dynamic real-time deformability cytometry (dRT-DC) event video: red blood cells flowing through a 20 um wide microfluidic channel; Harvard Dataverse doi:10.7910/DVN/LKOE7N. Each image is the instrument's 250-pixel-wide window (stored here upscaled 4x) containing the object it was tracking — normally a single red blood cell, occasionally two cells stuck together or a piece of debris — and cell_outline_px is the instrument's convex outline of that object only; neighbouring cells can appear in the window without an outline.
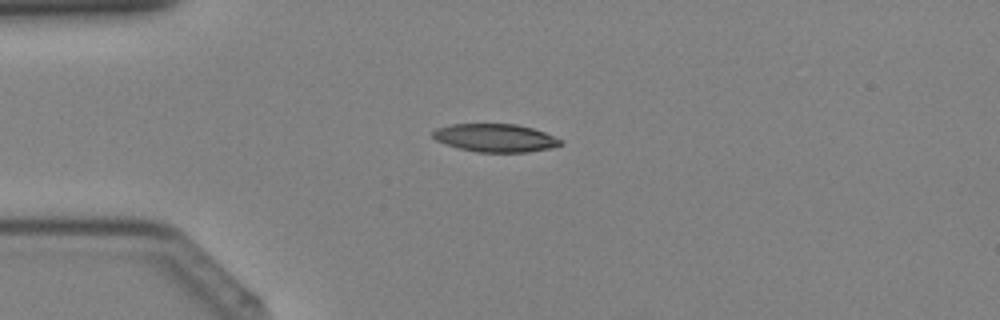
{"species": "Egyptian fruit bat (a non-hibernating species)", "species_latin": "Rousettus aegyptiacus", "temperature_condition": "cold", "stored_images_in_passage": 34, "camera_frame_rate_fps": 3000, "um_per_image_px": 0.085, "animal": {"sex": "female"}, "frame": {"image": 1, "passage_image": 4, "time_ms": 1.0, "image_size_px": [1000, 320], "cell_outline_px": [[564, 140], [560, 144], [552, 148], [528, 152], [476, 152], [460, 148], [436, 140], [432, 136], [432, 132], [436, 128], [452, 124], [516, 124], [532, 128], [544, 132]], "centroid_in_image_um": [42.12, 11.72], "position_along_channel_um": 42.9, "area_um2": 20.81}}
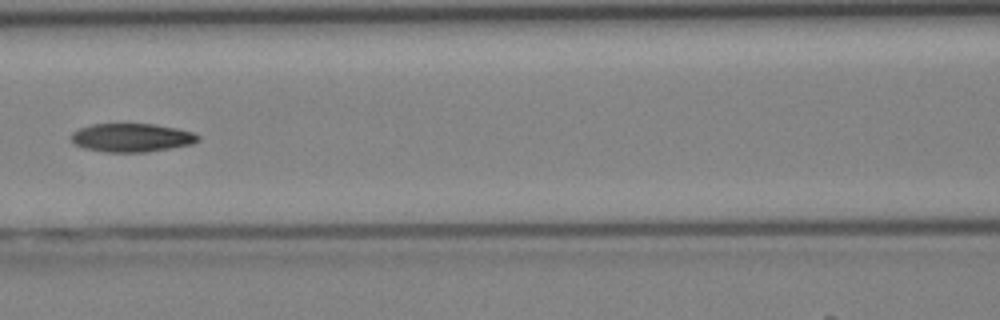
{"frame": {"image": 2, "passage_image": 12, "time_ms": 3.667, "image_size_px": [1000, 320], "cell_outline_px": [[200, 140], [192, 144], [148, 152], [108, 152], [84, 148], [76, 144], [72, 140], [72, 132], [80, 128], [92, 124], [156, 124], [176, 128], [192, 132], [200, 136]], "centroid_in_image_um": [11.22, 11.7], "position_along_channel_um": 155.4, "area_um2": 20.98}}
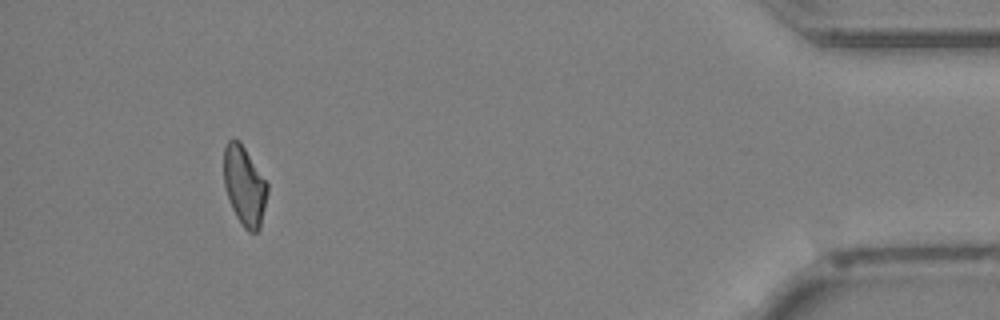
{"frame": {"image": 3, "passage_image": 31, "time_ms": 10.0, "image_size_px": [1000, 320], "cell_outline_px": [[268, 192], [260, 228], [256, 232], [248, 232], [244, 228], [236, 216], [232, 208], [224, 184], [224, 148], [228, 140], [240, 140], [268, 184]], "centroid_in_image_um": [20.78, 15.8], "position_along_channel_um": 414.4, "area_um2": 20.06}}